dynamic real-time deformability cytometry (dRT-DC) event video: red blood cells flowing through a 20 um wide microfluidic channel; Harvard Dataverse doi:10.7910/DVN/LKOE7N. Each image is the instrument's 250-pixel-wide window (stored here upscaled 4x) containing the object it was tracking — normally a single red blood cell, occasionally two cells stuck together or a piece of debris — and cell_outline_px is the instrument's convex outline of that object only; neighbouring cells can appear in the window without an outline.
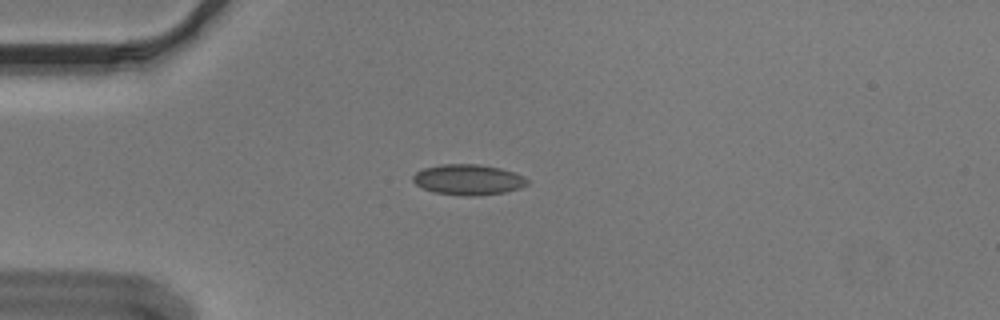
{"species": "Egyptian fruit bat (a non-hibernating species)", "species_latin": "Rousettus aegyptiacus", "temperature_condition": "cold", "stored_images_in_passage": 41, "camera_frame_rate_fps": 3000, "um_per_image_px": 0.085, "animal": {"sex": "male"}, "frame": {"image": 1, "passage_image": 1, "time_ms": 0.0, "image_size_px": [1000, 320], "cell_outline_px": [[528, 184], [520, 188], [504, 192], [476, 196], [460, 196], [432, 192], [416, 184], [412, 180], [412, 176], [416, 172], [424, 168], [440, 164], [480, 164], [500, 168], [524, 176], [528, 180]], "centroid_in_image_um": [39.78, 15.27], "position_along_channel_um": 45.2, "area_um2": 20.46}}
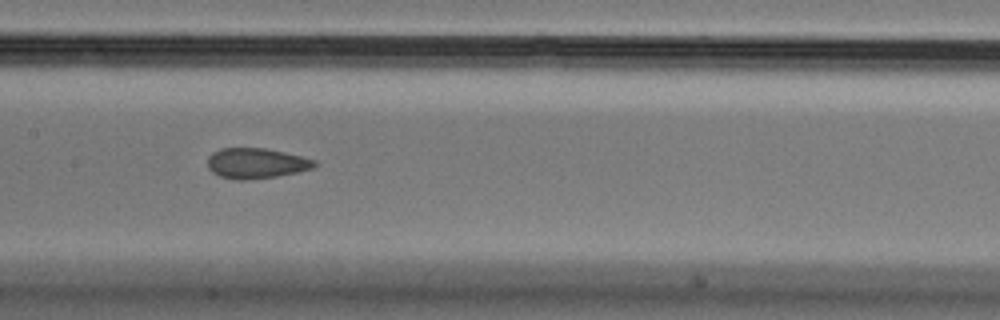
{"frame": {"image": 2, "passage_image": 14, "time_ms": 4.333, "image_size_px": [1000, 320], "cell_outline_px": [[320, 164], [312, 168], [300, 172], [276, 176], [248, 180], [236, 180], [220, 176], [212, 172], [208, 168], [208, 156], [212, 152], [220, 148], [264, 148], [284, 152], [316, 160]], "centroid_in_image_um": [21.78, 13.88], "position_along_channel_um": 185.6, "area_um2": 19.07}}
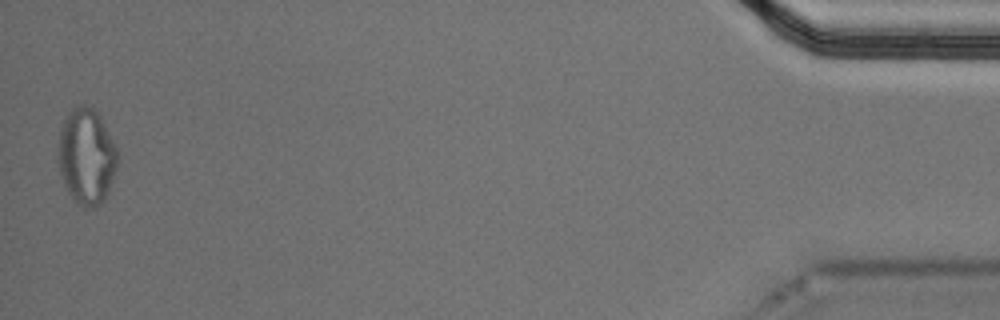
{"frame": {"image": 3, "passage_image": 41, "time_ms": 13.333, "image_size_px": [1000, 320], "cell_outline_px": [[116, 168], [108, 192], [104, 200], [96, 208], [84, 208], [76, 204], [68, 192], [64, 184], [56, 160], [60, 128], [68, 112], [76, 104], [84, 104], [92, 108], [100, 116], [116, 144]], "centroid_in_image_um": [7.32, 13.3], "position_along_channel_um": 427.9, "area_um2": 33.64}, "authors_computed_cell_mechanics": {"area_um2": 19.5942, "velocity_mm_per_s": 3.6538, "shape_relaxation_time_tau1_ms": null, "shape_relaxation_time_tau2_ms": 1.657, "deformation_change_tau1": null, "deformation_change_tau2": 0.0788}}